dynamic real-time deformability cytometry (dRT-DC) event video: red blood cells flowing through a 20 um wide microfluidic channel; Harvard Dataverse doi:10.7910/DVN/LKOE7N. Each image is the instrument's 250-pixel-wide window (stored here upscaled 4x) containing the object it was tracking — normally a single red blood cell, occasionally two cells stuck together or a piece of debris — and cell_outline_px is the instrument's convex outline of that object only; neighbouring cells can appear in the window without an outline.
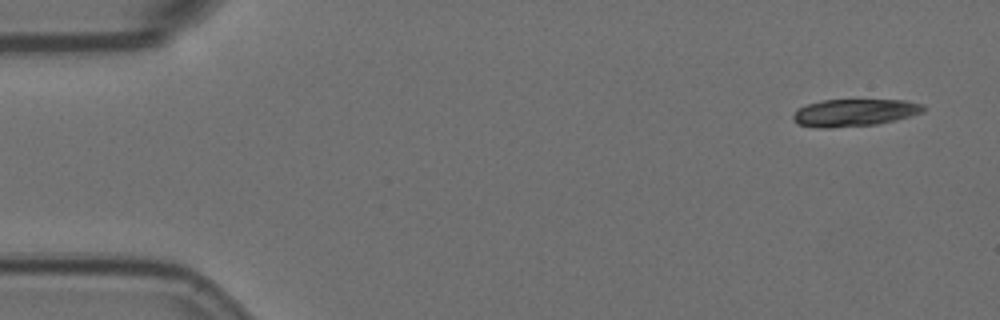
{"species": "Egyptian fruit bat (a non-hibernating species)", "species_latin": "Rousettus aegyptiacus", "temperature_condition": "room temperature", "stored_images_in_passage": 6, "camera_frame_rate_fps": 3000, "um_per_image_px": 0.085, "animal": {"sex": "female"}, "frame": {"image": 1, "passage_image": 1, "time_ms": 0.0, "image_size_px": [1000, 320], "cell_outline_px": [[928, 108], [924, 112], [896, 120], [876, 124], [832, 128], [816, 128], [796, 124], [792, 116], [796, 108], [808, 104], [824, 100], [904, 100], [924, 104]], "centroid_in_image_um": [72.63, 9.58], "position_along_channel_um": 12.4, "area_um2": 20.98}}
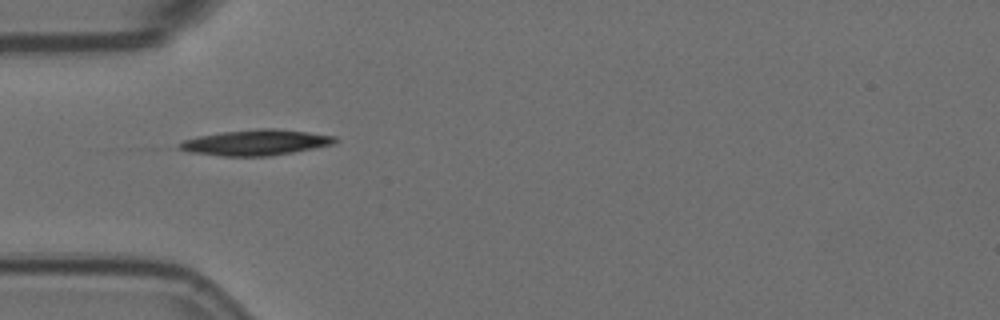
{"frame": {"image": 2, "passage_image": 5, "time_ms": 1.333, "image_size_px": [1000, 320], "cell_outline_px": [[340, 140], [332, 144], [292, 152], [268, 156], [224, 156], [188, 152], [176, 148], [184, 140], [200, 136], [220, 132], [256, 128], [272, 128], [308, 132], [336, 136]], "centroid_in_image_um": [21.74, 12.1], "position_along_channel_um": 63.3, "area_um2": 23.18}}
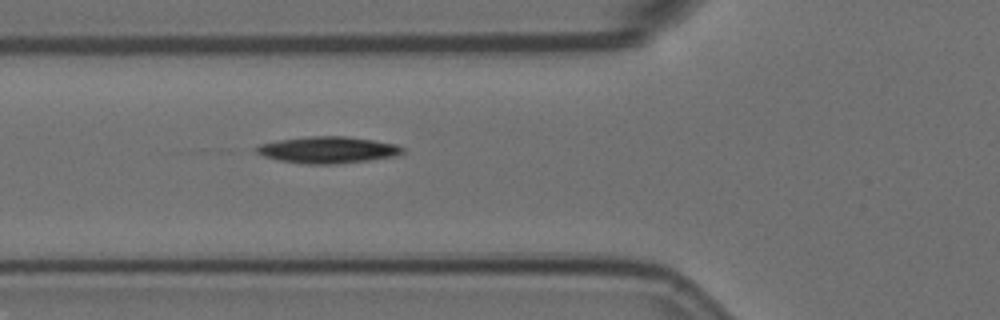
{"frame": {"image": 3, "passage_image": 6, "time_ms": 1.667, "image_size_px": [1000, 320], "cell_outline_px": [[404, 152], [396, 156], [368, 160], [336, 164], [304, 164], [280, 160], [264, 156], [256, 152], [256, 148], [260, 144], [280, 140], [312, 136], [344, 136], [372, 140], [396, 144], [404, 148]], "centroid_in_image_um": [27.89, 12.74], "position_along_channel_um": 97.9, "area_um2": 22.43}}